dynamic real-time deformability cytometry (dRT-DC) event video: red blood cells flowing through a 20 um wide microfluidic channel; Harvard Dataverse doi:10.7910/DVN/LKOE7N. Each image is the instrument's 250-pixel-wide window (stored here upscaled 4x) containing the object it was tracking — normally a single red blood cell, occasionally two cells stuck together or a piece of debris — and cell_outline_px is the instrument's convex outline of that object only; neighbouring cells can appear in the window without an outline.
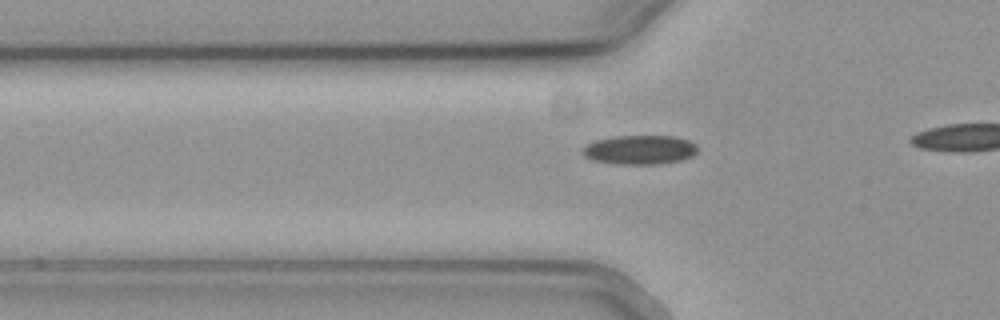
{"species": "common noctule bat (a hibernating species)", "species_latin": "Nyctalus noctula", "temperature_condition": "cold", "stored_images_in_passage": 21, "camera_frame_rate_fps": 3000, "um_per_image_px": 0.085, "animal": {"sex": "female", "body_mass_g": 19.3, "forearm_length_mm": 54.1}, "frame": {"image": 1, "passage_image": 15, "time_ms": 4.667, "image_size_px": [1000, 320], "cell_outline_px": [[696, 152], [692, 156], [680, 160], [660, 164], [616, 164], [592, 160], [584, 156], [580, 152], [588, 144], [596, 140], [616, 136], [676, 136], [688, 140], [696, 144]], "centroid_in_image_um": [54.37, 12.73], "position_along_channel_um": 71.4, "area_um2": 19.54}}